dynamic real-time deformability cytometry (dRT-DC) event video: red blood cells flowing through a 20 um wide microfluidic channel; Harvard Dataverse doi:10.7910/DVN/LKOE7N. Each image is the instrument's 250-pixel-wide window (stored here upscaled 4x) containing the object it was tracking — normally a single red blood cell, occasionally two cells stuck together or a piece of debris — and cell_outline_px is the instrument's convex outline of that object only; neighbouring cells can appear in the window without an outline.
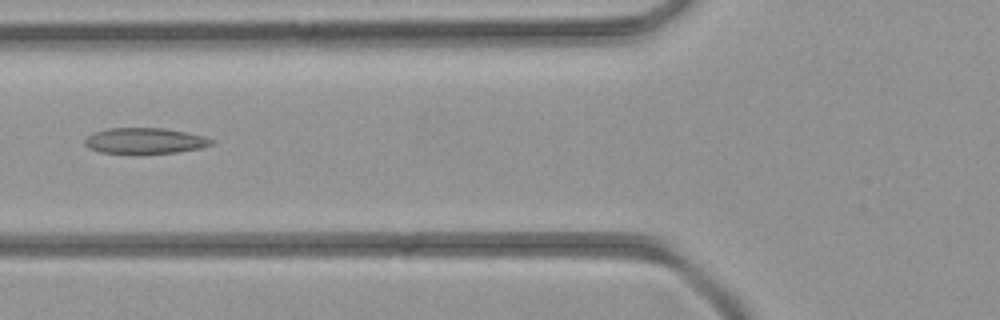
{"species": "common noctule bat (a hibernating species)", "species_latin": "Nyctalus noctula", "temperature_condition": "room temperature", "stored_images_in_passage": 43, "camera_frame_rate_fps": 3000, "um_per_image_px": 0.085, "animal": {"sex": "female", "body_mass_g": 21.9}, "frame": {"image": 1, "passage_image": 16, "time_ms": 5.0, "image_size_px": [1000, 320], "cell_outline_px": [[216, 140], [212, 144], [200, 148], [176, 152], [140, 156], [132, 156], [100, 152], [88, 148], [84, 144], [84, 140], [88, 136], [96, 132], [108, 128], [164, 128], [204, 136]], "centroid_in_image_um": [12.28, 12.01], "position_along_channel_um": 113.5, "area_um2": 19.77}}
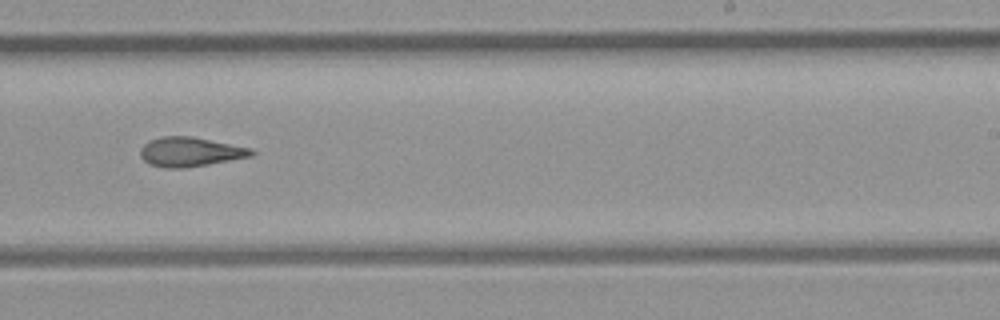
{"frame": {"image": 2, "passage_image": 26, "time_ms": 8.333, "image_size_px": [1000, 320], "cell_outline_px": [[256, 152], [252, 156], [208, 164], [184, 168], [164, 168], [148, 164], [140, 156], [140, 148], [144, 144], [160, 136], [192, 136], [252, 148]], "centroid_in_image_um": [16.16, 12.91], "position_along_channel_um": 272.8, "area_um2": 19.07}}
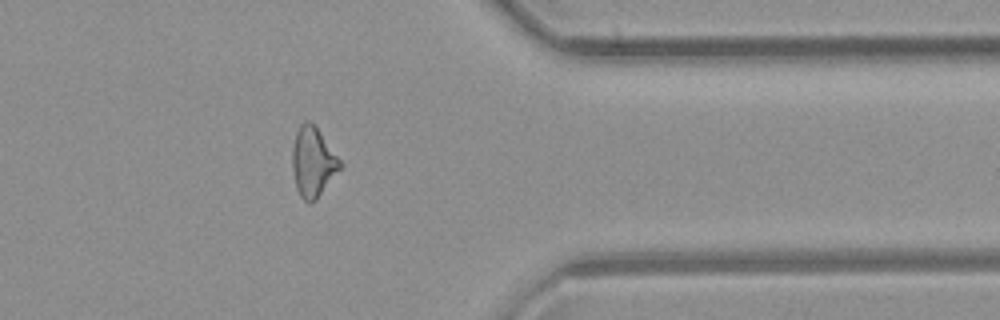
{"frame": {"image": 3, "passage_image": 34, "time_ms": 11.0, "image_size_px": [1000, 320], "cell_outline_px": [[344, 164], [316, 200], [312, 204], [308, 204], [300, 196], [296, 188], [292, 168], [292, 148], [296, 132], [300, 124], [304, 120], [308, 120], [316, 128]], "centroid_in_image_um": [26.59, 13.8], "position_along_channel_um": 384.8, "area_um2": 19.36}}